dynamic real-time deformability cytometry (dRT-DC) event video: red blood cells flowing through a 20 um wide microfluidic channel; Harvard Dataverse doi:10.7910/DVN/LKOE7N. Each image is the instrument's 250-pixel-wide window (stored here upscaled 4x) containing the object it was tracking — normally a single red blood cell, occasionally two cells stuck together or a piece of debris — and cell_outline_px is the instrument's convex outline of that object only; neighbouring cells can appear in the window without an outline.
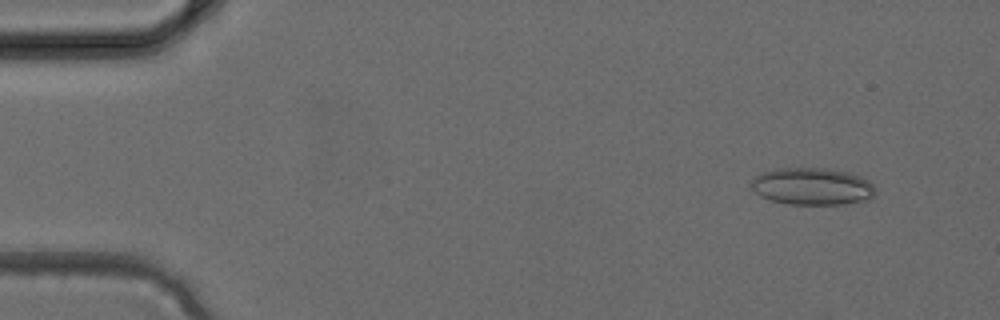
{"species": "common noctule bat (a hibernating species)", "species_latin": "Nyctalus noctula", "temperature_condition": "cold", "stored_images_in_passage": 3, "camera_frame_rate_fps": 3000, "um_per_image_px": 0.085, "animal": {"sex": "female", "body_mass_g": 24.6, "forearm_length_mm": 56.2}, "frame": {"image": 1, "passage_image": 1, "time_ms": 0.0, "image_size_px": [1000, 320], "cell_outline_px": [[876, 192], [868, 200], [844, 204], [788, 204], [772, 200], [760, 196], [748, 184], [756, 176], [772, 168], [828, 168], [860, 176], [868, 180], [872, 184]], "centroid_in_image_um": [69.02, 15.84], "position_along_channel_um": 16.0, "area_um2": 26.88}}